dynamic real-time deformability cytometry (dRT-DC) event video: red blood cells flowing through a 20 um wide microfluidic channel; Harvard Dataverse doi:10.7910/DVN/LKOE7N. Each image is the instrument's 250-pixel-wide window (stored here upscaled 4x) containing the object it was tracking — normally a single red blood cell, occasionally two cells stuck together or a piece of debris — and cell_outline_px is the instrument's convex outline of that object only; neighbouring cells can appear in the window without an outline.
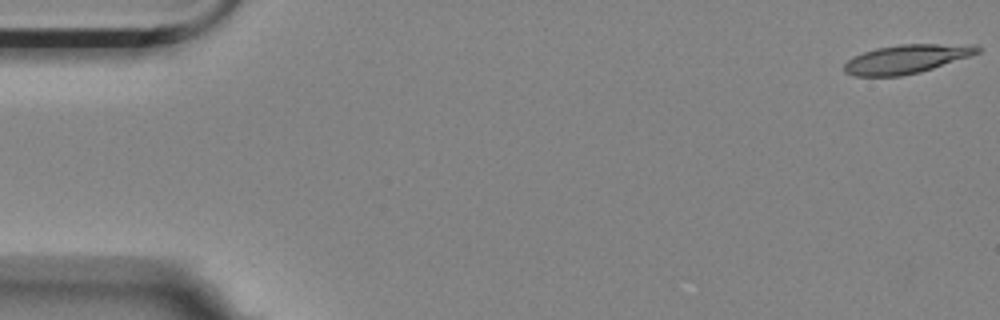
{"species": "Egyptian fruit bat (a non-hibernating species)", "species_latin": "Rousettus aegyptiacus", "temperature_condition": "room temperature", "stored_images_in_passage": 4, "camera_frame_rate_fps": 3000, "um_per_image_px": 0.085, "animal": {"sex": "female"}, "frame": {"image": 1, "passage_image": 1, "time_ms": 0.0, "image_size_px": [1000, 320], "cell_outline_px": [[980, 52], [920, 72], [900, 76], [852, 76], [844, 72], [844, 64], [852, 56], [876, 48], [900, 44], [980, 44]], "centroid_in_image_um": [77.03, 5.01], "position_along_channel_um": 8.0, "area_um2": 22.31}}